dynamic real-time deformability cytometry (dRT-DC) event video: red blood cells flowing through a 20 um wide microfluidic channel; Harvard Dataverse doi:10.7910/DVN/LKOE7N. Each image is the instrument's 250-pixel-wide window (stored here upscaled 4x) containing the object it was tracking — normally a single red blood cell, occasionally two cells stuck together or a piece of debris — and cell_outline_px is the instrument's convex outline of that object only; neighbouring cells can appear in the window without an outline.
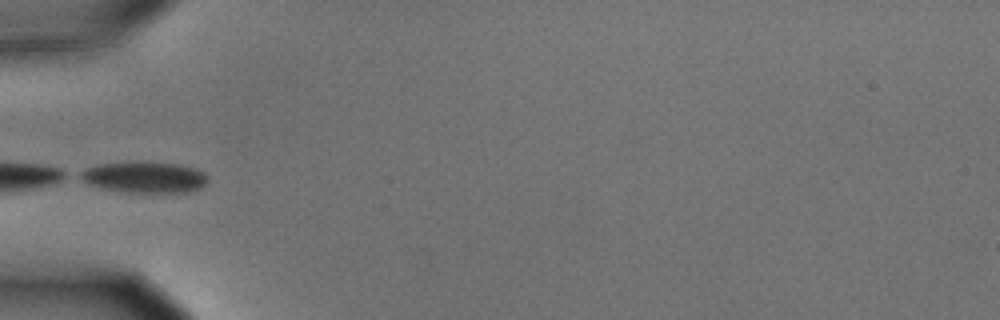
{"species": "common noctule bat (a hibernating species)", "species_latin": "Nyctalus noctula", "temperature_condition": "cold", "stored_images_in_passage": 7, "camera_frame_rate_fps": 3000, "um_per_image_px": 0.085, "animal": {"sex": "male", "body_mass_g": 15.6}, "frame": {"image": 1, "passage_image": 7, "time_ms": 2.0, "image_size_px": [1000, 320], "cell_outline_px": [[208, 180], [200, 188], [188, 192], [120, 192], [100, 188], [88, 184], [76, 176], [76, 172], [84, 168], [96, 164], [144, 160], [180, 164], [196, 168], [204, 172], [208, 176]], "centroid_in_image_um": [12.21, 15.03], "position_along_channel_um": 72.8, "area_um2": 24.04}}